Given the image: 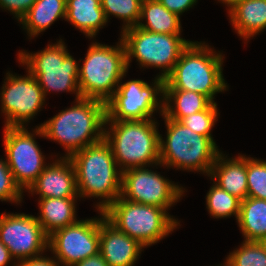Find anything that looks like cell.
<instances>
[{
    "instance_id": "1",
    "label": "cell",
    "mask_w": 266,
    "mask_h": 266,
    "mask_svg": "<svg viewBox=\"0 0 266 266\" xmlns=\"http://www.w3.org/2000/svg\"><path fill=\"white\" fill-rule=\"evenodd\" d=\"M75 103L40 125L44 138L64 146L65 157L104 138L106 103L89 98H80Z\"/></svg>"
},
{
    "instance_id": "2",
    "label": "cell",
    "mask_w": 266,
    "mask_h": 266,
    "mask_svg": "<svg viewBox=\"0 0 266 266\" xmlns=\"http://www.w3.org/2000/svg\"><path fill=\"white\" fill-rule=\"evenodd\" d=\"M69 158L75 169L79 197L103 199L97 203L99 211H104L120 197L122 172L104 138L75 152Z\"/></svg>"
},
{
    "instance_id": "3",
    "label": "cell",
    "mask_w": 266,
    "mask_h": 266,
    "mask_svg": "<svg viewBox=\"0 0 266 266\" xmlns=\"http://www.w3.org/2000/svg\"><path fill=\"white\" fill-rule=\"evenodd\" d=\"M208 46L205 42L191 41L165 78L164 90L192 91L207 96L212 102L217 92L226 91L227 83L222 74L224 57Z\"/></svg>"
},
{
    "instance_id": "4",
    "label": "cell",
    "mask_w": 266,
    "mask_h": 266,
    "mask_svg": "<svg viewBox=\"0 0 266 266\" xmlns=\"http://www.w3.org/2000/svg\"><path fill=\"white\" fill-rule=\"evenodd\" d=\"M108 123L111 131L104 128V139L110 145L121 172L151 164L160 165V134L154 119L105 121V125Z\"/></svg>"
},
{
    "instance_id": "5",
    "label": "cell",
    "mask_w": 266,
    "mask_h": 266,
    "mask_svg": "<svg viewBox=\"0 0 266 266\" xmlns=\"http://www.w3.org/2000/svg\"><path fill=\"white\" fill-rule=\"evenodd\" d=\"M117 46L93 42L84 63L79 67L78 85L81 98L107 102L114 94L119 82L128 71L126 50L122 39Z\"/></svg>"
},
{
    "instance_id": "6",
    "label": "cell",
    "mask_w": 266,
    "mask_h": 266,
    "mask_svg": "<svg viewBox=\"0 0 266 266\" xmlns=\"http://www.w3.org/2000/svg\"><path fill=\"white\" fill-rule=\"evenodd\" d=\"M162 115L165 119L167 135L166 141L160 135V165L203 172L209 176L220 153L216 143L207 136L195 133L179 121Z\"/></svg>"
},
{
    "instance_id": "7",
    "label": "cell",
    "mask_w": 266,
    "mask_h": 266,
    "mask_svg": "<svg viewBox=\"0 0 266 266\" xmlns=\"http://www.w3.org/2000/svg\"><path fill=\"white\" fill-rule=\"evenodd\" d=\"M105 219L117 230L145 247L168 236L179 224L166 209L118 197L104 211Z\"/></svg>"
},
{
    "instance_id": "8",
    "label": "cell",
    "mask_w": 266,
    "mask_h": 266,
    "mask_svg": "<svg viewBox=\"0 0 266 266\" xmlns=\"http://www.w3.org/2000/svg\"><path fill=\"white\" fill-rule=\"evenodd\" d=\"M62 39L57 44H49L36 53L19 52L20 64L27 65V72L35 77L44 96L48 91H68L76 93V101L81 98L78 85L80 64L69 54Z\"/></svg>"
},
{
    "instance_id": "9",
    "label": "cell",
    "mask_w": 266,
    "mask_h": 266,
    "mask_svg": "<svg viewBox=\"0 0 266 266\" xmlns=\"http://www.w3.org/2000/svg\"><path fill=\"white\" fill-rule=\"evenodd\" d=\"M121 33L127 68L135 57L141 67L162 68L163 72L158 77L164 79L172 72L183 50L191 42L180 37L181 34L155 33L137 26L122 30Z\"/></svg>"
},
{
    "instance_id": "10",
    "label": "cell",
    "mask_w": 266,
    "mask_h": 266,
    "mask_svg": "<svg viewBox=\"0 0 266 266\" xmlns=\"http://www.w3.org/2000/svg\"><path fill=\"white\" fill-rule=\"evenodd\" d=\"M155 78L152 85L140 79L123 84L120 82L113 96L106 102L105 121L152 119L157 109L163 114L164 96L160 94L164 95L165 79L158 76ZM158 96H162V101Z\"/></svg>"
},
{
    "instance_id": "11",
    "label": "cell",
    "mask_w": 266,
    "mask_h": 266,
    "mask_svg": "<svg viewBox=\"0 0 266 266\" xmlns=\"http://www.w3.org/2000/svg\"><path fill=\"white\" fill-rule=\"evenodd\" d=\"M30 133L26 127H5L4 148L6 162L16 184L23 191L36 181L45 169L44 155L35 141L34 135L44 137L40 126Z\"/></svg>"
},
{
    "instance_id": "12",
    "label": "cell",
    "mask_w": 266,
    "mask_h": 266,
    "mask_svg": "<svg viewBox=\"0 0 266 266\" xmlns=\"http://www.w3.org/2000/svg\"><path fill=\"white\" fill-rule=\"evenodd\" d=\"M185 191L160 174L138 167L122 172L121 194L128 201L168 210Z\"/></svg>"
},
{
    "instance_id": "13",
    "label": "cell",
    "mask_w": 266,
    "mask_h": 266,
    "mask_svg": "<svg viewBox=\"0 0 266 266\" xmlns=\"http://www.w3.org/2000/svg\"><path fill=\"white\" fill-rule=\"evenodd\" d=\"M100 218L79 220L48 236V249L62 266H73L99 253Z\"/></svg>"
},
{
    "instance_id": "14",
    "label": "cell",
    "mask_w": 266,
    "mask_h": 266,
    "mask_svg": "<svg viewBox=\"0 0 266 266\" xmlns=\"http://www.w3.org/2000/svg\"><path fill=\"white\" fill-rule=\"evenodd\" d=\"M1 91V111L5 113V127H24L44 105L45 96L33 75L16 76L6 73Z\"/></svg>"
},
{
    "instance_id": "15",
    "label": "cell",
    "mask_w": 266,
    "mask_h": 266,
    "mask_svg": "<svg viewBox=\"0 0 266 266\" xmlns=\"http://www.w3.org/2000/svg\"><path fill=\"white\" fill-rule=\"evenodd\" d=\"M0 241L9 249L11 257L22 260L41 256L48 249V236L37 218L29 214L0 215Z\"/></svg>"
},
{
    "instance_id": "16",
    "label": "cell",
    "mask_w": 266,
    "mask_h": 266,
    "mask_svg": "<svg viewBox=\"0 0 266 266\" xmlns=\"http://www.w3.org/2000/svg\"><path fill=\"white\" fill-rule=\"evenodd\" d=\"M28 192L40 198H78L76 174L69 157H60L45 169L29 187Z\"/></svg>"
},
{
    "instance_id": "17",
    "label": "cell",
    "mask_w": 266,
    "mask_h": 266,
    "mask_svg": "<svg viewBox=\"0 0 266 266\" xmlns=\"http://www.w3.org/2000/svg\"><path fill=\"white\" fill-rule=\"evenodd\" d=\"M100 215L99 253L109 266H134L144 246L111 225L103 211Z\"/></svg>"
},
{
    "instance_id": "18",
    "label": "cell",
    "mask_w": 266,
    "mask_h": 266,
    "mask_svg": "<svg viewBox=\"0 0 266 266\" xmlns=\"http://www.w3.org/2000/svg\"><path fill=\"white\" fill-rule=\"evenodd\" d=\"M222 154L220 152L217 155L209 176L223 190L241 201L245 200L248 197L247 157L246 155H239L233 159H226Z\"/></svg>"
},
{
    "instance_id": "19",
    "label": "cell",
    "mask_w": 266,
    "mask_h": 266,
    "mask_svg": "<svg viewBox=\"0 0 266 266\" xmlns=\"http://www.w3.org/2000/svg\"><path fill=\"white\" fill-rule=\"evenodd\" d=\"M76 199L40 198V215L36 218L47 236L79 221L76 219Z\"/></svg>"
},
{
    "instance_id": "20",
    "label": "cell",
    "mask_w": 266,
    "mask_h": 266,
    "mask_svg": "<svg viewBox=\"0 0 266 266\" xmlns=\"http://www.w3.org/2000/svg\"><path fill=\"white\" fill-rule=\"evenodd\" d=\"M228 13L235 31L245 40L266 29V0H242Z\"/></svg>"
},
{
    "instance_id": "21",
    "label": "cell",
    "mask_w": 266,
    "mask_h": 266,
    "mask_svg": "<svg viewBox=\"0 0 266 266\" xmlns=\"http://www.w3.org/2000/svg\"><path fill=\"white\" fill-rule=\"evenodd\" d=\"M66 20L89 38H93L108 22L101 0H66Z\"/></svg>"
},
{
    "instance_id": "22",
    "label": "cell",
    "mask_w": 266,
    "mask_h": 266,
    "mask_svg": "<svg viewBox=\"0 0 266 266\" xmlns=\"http://www.w3.org/2000/svg\"><path fill=\"white\" fill-rule=\"evenodd\" d=\"M58 18L66 19V0H36L20 23L31 38L45 31Z\"/></svg>"
},
{
    "instance_id": "23",
    "label": "cell",
    "mask_w": 266,
    "mask_h": 266,
    "mask_svg": "<svg viewBox=\"0 0 266 266\" xmlns=\"http://www.w3.org/2000/svg\"><path fill=\"white\" fill-rule=\"evenodd\" d=\"M146 19V24L142 23ZM136 25L146 31L162 34H180V16L166 9L158 0L141 3L140 19Z\"/></svg>"
},
{
    "instance_id": "24",
    "label": "cell",
    "mask_w": 266,
    "mask_h": 266,
    "mask_svg": "<svg viewBox=\"0 0 266 266\" xmlns=\"http://www.w3.org/2000/svg\"><path fill=\"white\" fill-rule=\"evenodd\" d=\"M237 223L244 241H261L266 238V200L247 197L241 201Z\"/></svg>"
},
{
    "instance_id": "25",
    "label": "cell",
    "mask_w": 266,
    "mask_h": 266,
    "mask_svg": "<svg viewBox=\"0 0 266 266\" xmlns=\"http://www.w3.org/2000/svg\"><path fill=\"white\" fill-rule=\"evenodd\" d=\"M163 114L172 120L182 118L205 110L212 101L205 95L184 90H164ZM173 101L174 107L170 104Z\"/></svg>"
},
{
    "instance_id": "26",
    "label": "cell",
    "mask_w": 266,
    "mask_h": 266,
    "mask_svg": "<svg viewBox=\"0 0 266 266\" xmlns=\"http://www.w3.org/2000/svg\"><path fill=\"white\" fill-rule=\"evenodd\" d=\"M241 200L213 184L206 195L208 212L215 218H227L234 215L238 220Z\"/></svg>"
},
{
    "instance_id": "27",
    "label": "cell",
    "mask_w": 266,
    "mask_h": 266,
    "mask_svg": "<svg viewBox=\"0 0 266 266\" xmlns=\"http://www.w3.org/2000/svg\"><path fill=\"white\" fill-rule=\"evenodd\" d=\"M106 20L110 15L123 20V30L136 26L140 21L141 2L138 0H101Z\"/></svg>"
},
{
    "instance_id": "28",
    "label": "cell",
    "mask_w": 266,
    "mask_h": 266,
    "mask_svg": "<svg viewBox=\"0 0 266 266\" xmlns=\"http://www.w3.org/2000/svg\"><path fill=\"white\" fill-rule=\"evenodd\" d=\"M227 266H266V249L259 241H243L226 258Z\"/></svg>"
},
{
    "instance_id": "29",
    "label": "cell",
    "mask_w": 266,
    "mask_h": 266,
    "mask_svg": "<svg viewBox=\"0 0 266 266\" xmlns=\"http://www.w3.org/2000/svg\"><path fill=\"white\" fill-rule=\"evenodd\" d=\"M218 114L217 104L212 102L205 110L186 116L179 122L195 133L209 137L215 143L211 130L218 119Z\"/></svg>"
},
{
    "instance_id": "30",
    "label": "cell",
    "mask_w": 266,
    "mask_h": 266,
    "mask_svg": "<svg viewBox=\"0 0 266 266\" xmlns=\"http://www.w3.org/2000/svg\"><path fill=\"white\" fill-rule=\"evenodd\" d=\"M248 197L266 200V161L247 157Z\"/></svg>"
},
{
    "instance_id": "31",
    "label": "cell",
    "mask_w": 266,
    "mask_h": 266,
    "mask_svg": "<svg viewBox=\"0 0 266 266\" xmlns=\"http://www.w3.org/2000/svg\"><path fill=\"white\" fill-rule=\"evenodd\" d=\"M23 191L16 184L6 160L0 159V200L20 203Z\"/></svg>"
},
{
    "instance_id": "32",
    "label": "cell",
    "mask_w": 266,
    "mask_h": 266,
    "mask_svg": "<svg viewBox=\"0 0 266 266\" xmlns=\"http://www.w3.org/2000/svg\"><path fill=\"white\" fill-rule=\"evenodd\" d=\"M35 2L36 0H0V7L12 12L20 21Z\"/></svg>"
},
{
    "instance_id": "33",
    "label": "cell",
    "mask_w": 266,
    "mask_h": 266,
    "mask_svg": "<svg viewBox=\"0 0 266 266\" xmlns=\"http://www.w3.org/2000/svg\"><path fill=\"white\" fill-rule=\"evenodd\" d=\"M166 9L169 11L176 13L177 15H181L186 10L192 8L193 5L197 2V0H158Z\"/></svg>"
},
{
    "instance_id": "34",
    "label": "cell",
    "mask_w": 266,
    "mask_h": 266,
    "mask_svg": "<svg viewBox=\"0 0 266 266\" xmlns=\"http://www.w3.org/2000/svg\"><path fill=\"white\" fill-rule=\"evenodd\" d=\"M14 266H60L55 259L48 258V257H35L26 260H22L17 264L14 262Z\"/></svg>"
},
{
    "instance_id": "35",
    "label": "cell",
    "mask_w": 266,
    "mask_h": 266,
    "mask_svg": "<svg viewBox=\"0 0 266 266\" xmlns=\"http://www.w3.org/2000/svg\"><path fill=\"white\" fill-rule=\"evenodd\" d=\"M73 266H109L100 253L83 259Z\"/></svg>"
},
{
    "instance_id": "36",
    "label": "cell",
    "mask_w": 266,
    "mask_h": 266,
    "mask_svg": "<svg viewBox=\"0 0 266 266\" xmlns=\"http://www.w3.org/2000/svg\"><path fill=\"white\" fill-rule=\"evenodd\" d=\"M14 258L11 257L9 249L0 241V266H7L11 260Z\"/></svg>"
},
{
    "instance_id": "37",
    "label": "cell",
    "mask_w": 266,
    "mask_h": 266,
    "mask_svg": "<svg viewBox=\"0 0 266 266\" xmlns=\"http://www.w3.org/2000/svg\"><path fill=\"white\" fill-rule=\"evenodd\" d=\"M218 1H222V3L224 2V4L229 7V11L234 8L238 3H240L242 0H218Z\"/></svg>"
},
{
    "instance_id": "38",
    "label": "cell",
    "mask_w": 266,
    "mask_h": 266,
    "mask_svg": "<svg viewBox=\"0 0 266 266\" xmlns=\"http://www.w3.org/2000/svg\"><path fill=\"white\" fill-rule=\"evenodd\" d=\"M260 242L262 243V245L266 249V238L262 239Z\"/></svg>"
},
{
    "instance_id": "39",
    "label": "cell",
    "mask_w": 266,
    "mask_h": 266,
    "mask_svg": "<svg viewBox=\"0 0 266 266\" xmlns=\"http://www.w3.org/2000/svg\"><path fill=\"white\" fill-rule=\"evenodd\" d=\"M138 1H140L141 3H144V2L149 1V0H138Z\"/></svg>"
}]
</instances>
